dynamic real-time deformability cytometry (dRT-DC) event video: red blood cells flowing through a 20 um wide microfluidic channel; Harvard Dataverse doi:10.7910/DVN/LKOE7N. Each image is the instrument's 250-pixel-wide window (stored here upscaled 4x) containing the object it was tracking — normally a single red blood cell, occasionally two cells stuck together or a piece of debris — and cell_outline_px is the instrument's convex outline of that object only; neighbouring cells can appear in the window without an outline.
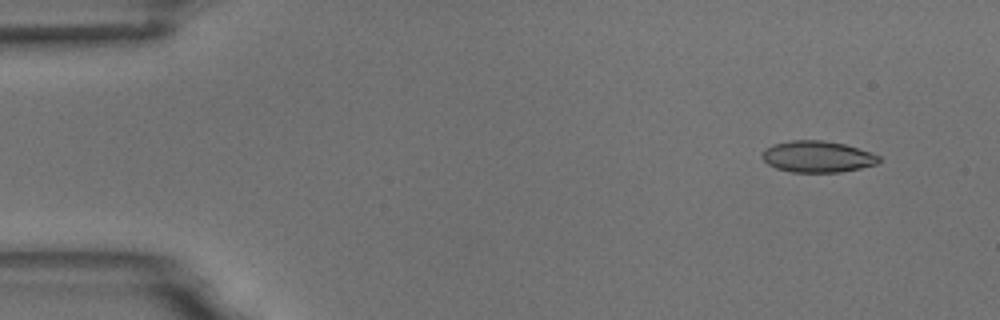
{"species": "common noctule bat (a hibernating species)", "species_latin": "Nyctalus noctula", "temperature_condition": "room temperature", "stored_images_in_passage": 5, "camera_frame_rate_fps": 3000, "um_per_image_px": 0.085, "animal": {"sex": "male", "body_mass_g": 18.8}, "frame": {"image": 1, "passage_image": 2, "time_ms": 1.333, "image_size_px": [1000, 320], "cell_outline_px": [[880, 160], [876, 164], [860, 168], [840, 172], [792, 172], [776, 168], [768, 164], [760, 156], [764, 148], [772, 144], [792, 140], [824, 140], [844, 144], [880, 156]], "centroid_in_image_um": [69.43, 13.31], "position_along_channel_um": 15.6, "area_um2": 21.33}}
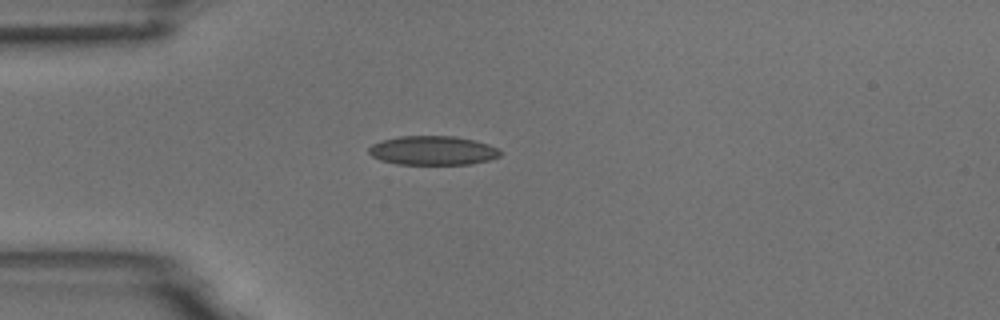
{"frame": {"image": 2, "passage_image": 5, "time_ms": 4.667, "image_size_px": [1000, 320], "cell_outline_px": [[500, 156], [488, 160], [468, 164], [396, 164], [380, 160], [372, 156], [368, 152], [368, 148], [372, 144], [380, 140], [400, 136], [456, 136], [488, 144], [496, 148], [500, 152]], "centroid_in_image_um": [36.73, 12.79], "position_along_channel_um": 48.3, "area_um2": 22.2}}